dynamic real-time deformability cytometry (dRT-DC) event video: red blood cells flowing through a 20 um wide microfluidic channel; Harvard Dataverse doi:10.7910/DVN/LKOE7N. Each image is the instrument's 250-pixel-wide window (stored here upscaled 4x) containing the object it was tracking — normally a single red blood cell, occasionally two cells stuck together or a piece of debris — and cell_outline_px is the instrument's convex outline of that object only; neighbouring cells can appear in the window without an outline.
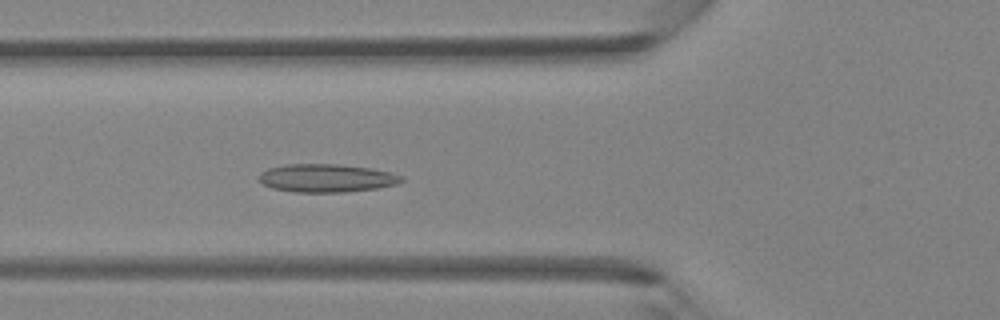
{"species": "Egyptian fruit bat (a non-hibernating species)", "species_latin": "Rousettus aegyptiacus", "temperature_condition": "room temperature", "stored_images_in_passage": 44, "camera_frame_rate_fps": 3000, "um_per_image_px": 0.085, "animal": {"sex": "female"}, "frame": {"image": 1, "passage_image": 16, "time_ms": 5.0, "image_size_px": [1000, 320], "cell_outline_px": [[404, 180], [396, 184], [376, 188], [344, 192], [296, 192], [272, 188], [264, 184], [260, 180], [260, 172], [268, 168], [284, 164], [336, 164], [368, 168], [392, 172], [404, 176]], "centroid_in_image_um": [27.76, 15.13], "position_along_channel_um": 98.0, "area_um2": 23.29}}
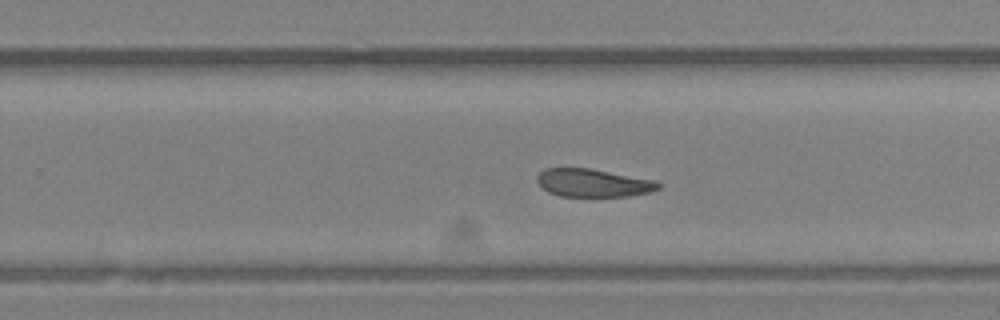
{"frame": {"image": 2, "passage_image": 28, "time_ms": 9.0, "image_size_px": [1000, 320], "cell_outline_px": [[660, 188], [652, 192], [628, 196], [560, 196], [548, 192], [540, 188], [536, 180], [536, 176], [544, 168], [588, 168], [656, 180], [660, 184]], "centroid_in_image_um": [50.39, 15.55], "position_along_channel_um": 279.4, "area_um2": 19.94}}
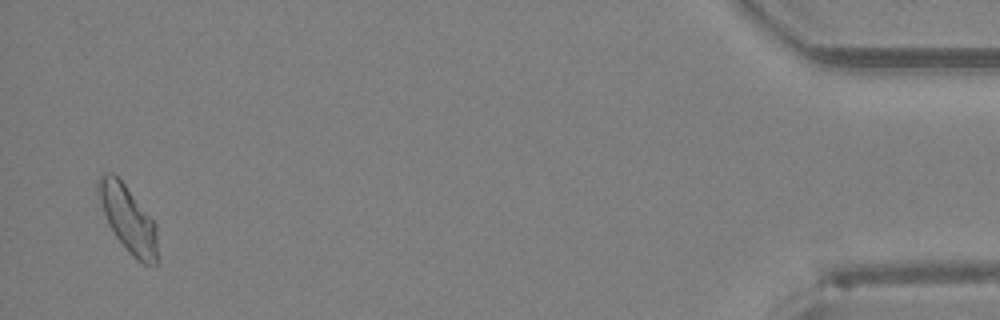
{"frame": {"image": 3, "passage_image": 43, "time_ms": 14.0, "image_size_px": [1000, 320], "cell_outline_px": [[156, 264], [144, 264], [136, 260], [132, 256], [116, 236], [104, 212], [96, 188], [96, 184], [100, 176], [104, 172], [112, 172], [124, 184], [156, 224]], "centroid_in_image_um": [10.87, 18.59], "position_along_channel_um": 424.3, "area_um2": 22.14}}